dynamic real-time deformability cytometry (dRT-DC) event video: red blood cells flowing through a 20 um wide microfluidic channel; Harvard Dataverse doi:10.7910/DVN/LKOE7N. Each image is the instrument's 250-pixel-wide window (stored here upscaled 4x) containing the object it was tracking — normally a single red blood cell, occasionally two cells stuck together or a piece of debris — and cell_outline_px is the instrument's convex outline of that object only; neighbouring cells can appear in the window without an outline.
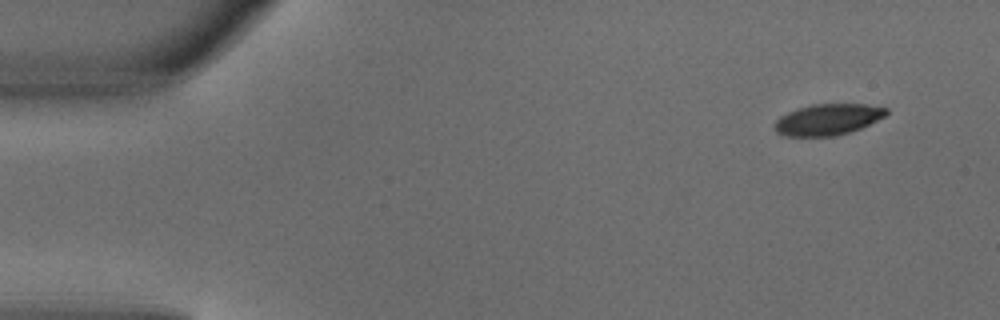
{"species": "common noctule bat (a hibernating species)", "species_latin": "Nyctalus noctula", "temperature_condition": "warm", "stored_images_in_passage": 4, "camera_frame_rate_fps": 3000, "um_per_image_px": 0.085, "animal": {"sex": "male", "body_mass_g": 18.8}, "frame": {"image": 1, "passage_image": 1, "time_ms": 0.0, "image_size_px": [1000, 320], "cell_outline_px": [[888, 112], [884, 116], [860, 128], [836, 136], [784, 136], [776, 132], [776, 120], [780, 116], [788, 112], [812, 104], [868, 104], [888, 108]], "centroid_in_image_um": [70.37, 10.15], "position_along_channel_um": 14.6, "area_um2": 20.06}}
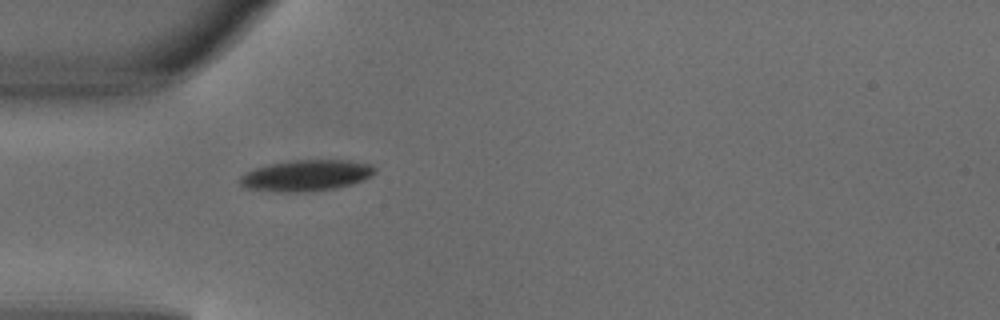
{"frame": {"image": 2, "passage_image": 4, "time_ms": 1.0, "image_size_px": [1000, 320], "cell_outline_px": [[376, 172], [372, 176], [364, 180], [352, 184], [336, 188], [304, 192], [276, 192], [244, 188], [236, 180], [240, 176], [256, 168], [272, 164], [292, 160], [348, 160], [372, 164], [376, 168]], "centroid_in_image_um": [26.05, 14.92], "position_along_channel_um": 59.0, "area_um2": 24.68}}